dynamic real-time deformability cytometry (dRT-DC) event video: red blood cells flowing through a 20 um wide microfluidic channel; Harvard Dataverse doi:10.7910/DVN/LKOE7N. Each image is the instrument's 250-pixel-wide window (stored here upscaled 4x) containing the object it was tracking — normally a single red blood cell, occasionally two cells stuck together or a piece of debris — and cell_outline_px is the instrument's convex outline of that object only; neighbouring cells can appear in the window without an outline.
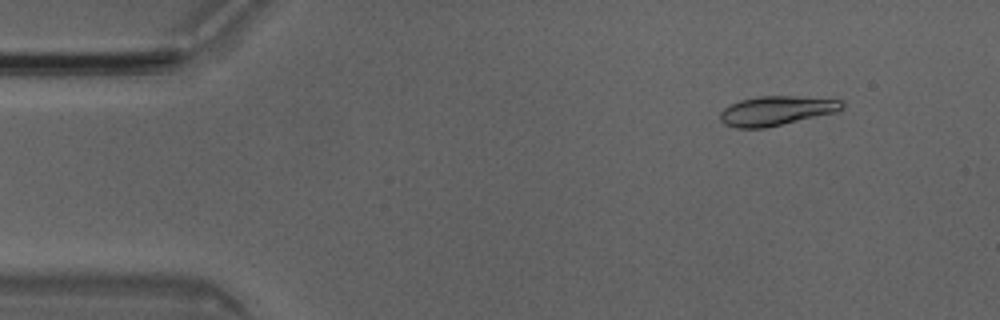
{"species": "Egyptian fruit bat (a non-hibernating species)", "species_latin": "Rousettus aegyptiacus", "temperature_condition": "room temperature", "stored_images_in_passage": 50, "camera_frame_rate_fps": 3000, "um_per_image_px": 0.085, "animal": {"sex": "male"}, "frame": {"image": 1, "passage_image": 5, "time_ms": 1.333, "image_size_px": [1000, 320], "cell_outline_px": [[844, 108], [836, 112], [764, 128], [736, 128], [724, 124], [720, 120], [720, 112], [728, 104], [740, 100], [760, 96], [796, 96], [844, 100]], "centroid_in_image_um": [65.98, 9.4], "position_along_channel_um": 19.0, "area_um2": 20.92}}
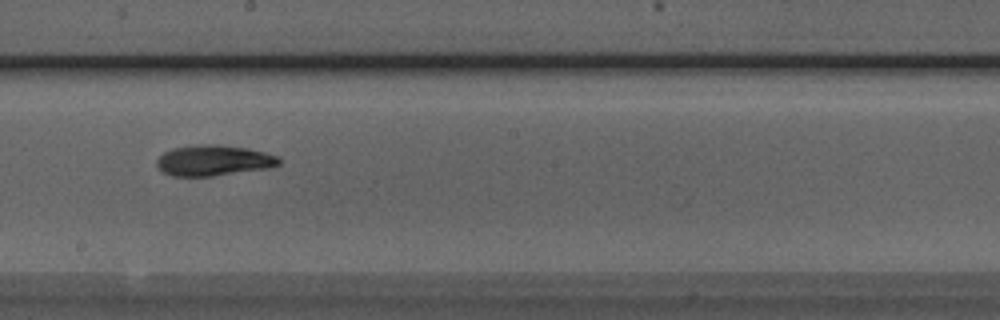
{"frame": {"image": 2, "passage_image": 27, "time_ms": 8.667, "image_size_px": [1000, 320], "cell_outline_px": [[280, 164], [272, 168], [212, 176], [172, 176], [164, 172], [156, 164], [156, 160], [164, 152], [172, 148], [196, 144], [216, 144], [248, 148], [280, 156]], "centroid_in_image_um": [18.19, 13.63], "position_along_channel_um": 230.0, "area_um2": 22.08}}
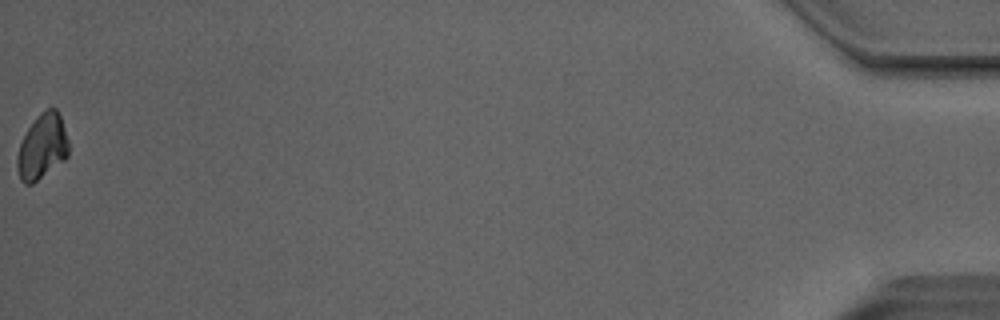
{"frame": {"image": 3, "passage_image": 50, "time_ms": 16.333, "image_size_px": [1000, 320], "cell_outline_px": [[68, 156], [64, 160], [32, 184], [24, 184], [20, 180], [16, 168], [16, 156], [20, 144], [28, 128], [36, 116], [44, 108], [56, 108], [60, 116], [68, 140]], "centroid_in_image_um": [3.56, 12.47], "position_along_channel_um": 431.6, "area_um2": 19.54}, "authors_computed_cell_mechanics": {"area_um2": 20.808, "velocity_mm_per_s": 4.0272, "shape_relaxation_time_tau1_ms": 5.9795, "shape_relaxation_time_tau2_ms": null, "deformation_change_tau1": 0.154, "deformation_change_tau2": null}}